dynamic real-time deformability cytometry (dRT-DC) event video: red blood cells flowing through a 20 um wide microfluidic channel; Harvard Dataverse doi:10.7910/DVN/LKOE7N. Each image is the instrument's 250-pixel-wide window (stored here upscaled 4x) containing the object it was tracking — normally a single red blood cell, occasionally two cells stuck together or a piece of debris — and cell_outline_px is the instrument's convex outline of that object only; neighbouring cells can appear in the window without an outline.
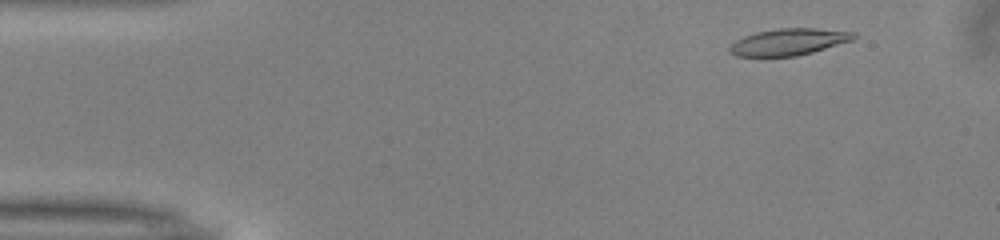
{"species": "common noctule bat (a hibernating species)", "species_latin": "Nyctalus noctula", "temperature_condition": "warm", "stored_images_in_passage": 39, "camera_frame_rate_fps": 3000, "um_per_image_px": 0.085, "animal": {"sex": "male", "body_mass_g": 13.0, "forearm_length_mm": 53.1}, "frame": {"image": 1, "passage_image": 4, "time_ms": 1.0, "image_size_px": [1000, 240], "cell_outline_px": [[856, 36], [852, 40], [812, 52], [796, 56], [736, 56], [728, 52], [728, 48], [736, 40], [744, 36], [756, 32], [780, 28], [816, 28], [856, 32]], "centroid_in_image_um": [67.02, 3.56], "position_along_channel_um": 18.0, "area_um2": 19.19}}
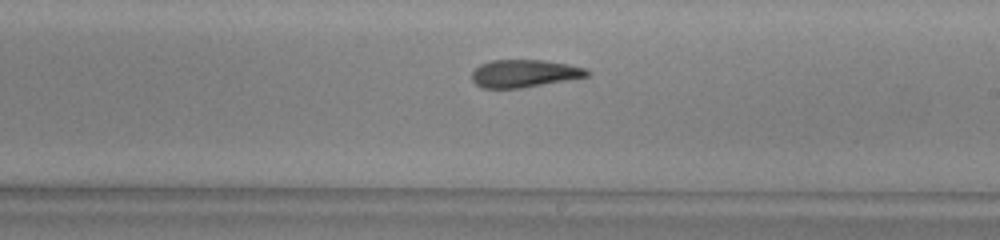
{"frame": {"image": 2, "passage_image": 28, "time_ms": 9.0, "image_size_px": [1000, 240], "cell_outline_px": [[592, 72], [588, 76], [572, 80], [520, 88], [480, 88], [472, 80], [472, 72], [480, 64], [492, 60], [540, 60], [568, 64], [588, 68]], "centroid_in_image_um": [44.61, 6.25], "position_along_channel_um": 244.4, "area_um2": 18.79}}
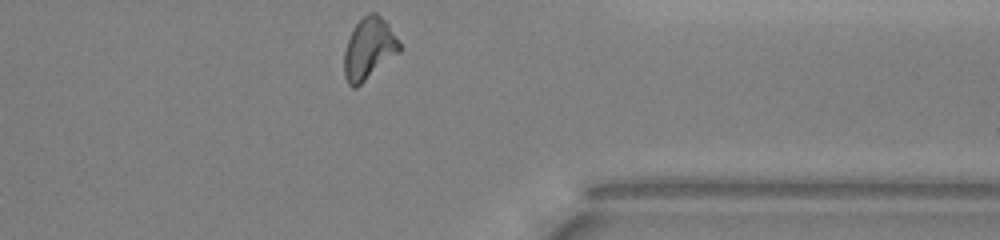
{"frame": {"image": 3, "passage_image": 39, "time_ms": 12.667, "image_size_px": [1000, 240], "cell_outline_px": [[404, 48], [400, 52], [356, 88], [352, 88], [348, 84], [344, 76], [344, 52], [352, 28], [368, 12], [376, 12], [388, 24]], "centroid_in_image_um": [31.37, 4.14], "position_along_channel_um": 380.0, "area_um2": 20.0}, "authors_computed_cell_mechanics": {"area_um2": 19.5364, "velocity_mm_per_s": 3.9958, "shape_relaxation_time_tau1_ms": 7.4411, "shape_relaxation_time_tau2_ms": 4.9555, "deformation_change_tau1": 0.2166, "deformation_change_tau2": 0.1623}}